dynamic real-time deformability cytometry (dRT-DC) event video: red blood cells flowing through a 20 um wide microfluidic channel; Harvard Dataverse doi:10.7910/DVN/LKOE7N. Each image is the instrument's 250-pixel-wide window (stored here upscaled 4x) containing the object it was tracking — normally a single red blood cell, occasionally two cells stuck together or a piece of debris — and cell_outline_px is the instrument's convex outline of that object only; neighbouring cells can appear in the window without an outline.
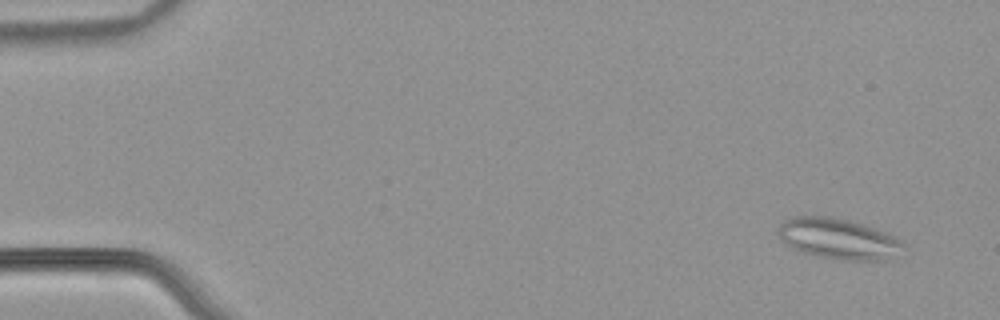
{"species": "common noctule bat (a hibernating species)", "species_latin": "Nyctalus noctula", "temperature_condition": "warm", "stored_images_in_passage": 54, "camera_frame_rate_fps": 3000, "um_per_image_px": 0.085, "animal": {"sex": "male", "body_mass_g": 21.5, "forearm_length_mm": 52.0}, "frame": {"image": 1, "passage_image": 4, "time_ms": 1.0, "image_size_px": [1000, 320], "cell_outline_px": [[904, 244], [888, 260], [844, 260], [820, 256], [804, 252], [784, 244], [776, 232], [780, 224], [784, 220], [800, 216], [828, 216], [848, 220], [884, 232], [904, 240]], "centroid_in_image_um": [71.21, 20.29], "position_along_channel_um": 13.8, "area_um2": 29.19}}
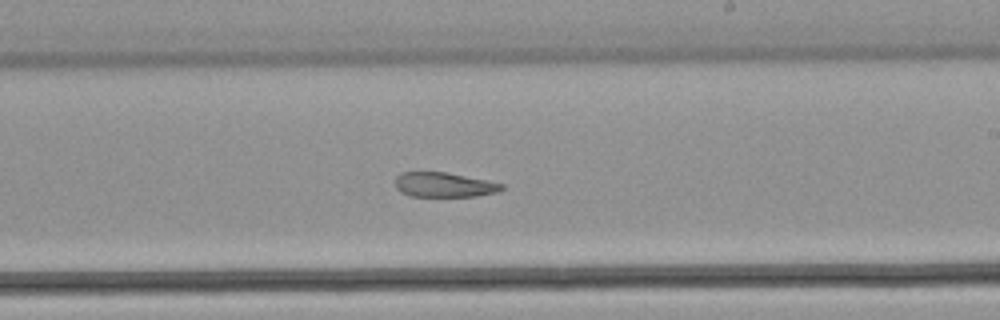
{"frame": {"image": 2, "passage_image": 33, "time_ms": 10.667, "image_size_px": [1000, 320], "cell_outline_px": [[504, 188], [500, 192], [476, 196], [412, 196], [400, 192], [396, 188], [396, 176], [400, 172], [444, 172], [504, 184]], "centroid_in_image_um": [37.74, 15.71], "position_along_channel_um": 251.3, "area_um2": 15.2}}
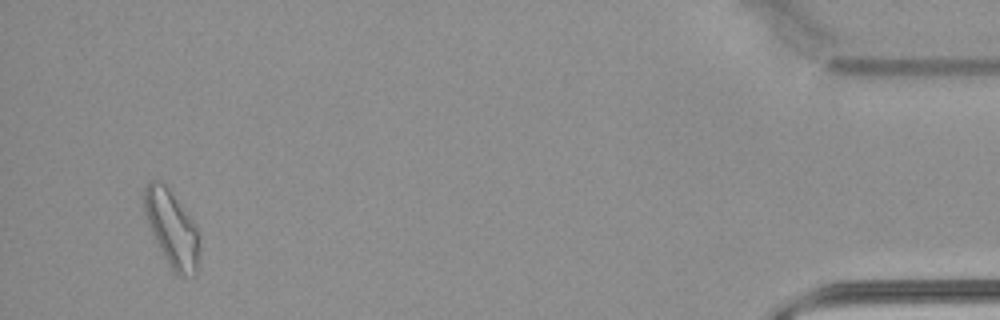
{"frame": {"image": 3, "passage_image": 52, "time_ms": 17.0, "image_size_px": [1000, 320], "cell_outline_px": [[200, 244], [196, 272], [192, 276], [176, 276], [168, 264], [144, 216], [144, 188], [148, 180], [160, 180], [168, 188], [188, 216], [196, 228], [200, 240]], "centroid_in_image_um": [14.59, 19.45], "position_along_channel_um": 420.6, "area_um2": 24.16}, "authors_computed_cell_mechanics": {"area_um2": 21.1837, "velocity_mm_per_s": 3.8711, "shape_relaxation_time_tau1_ms": null, "shape_relaxation_time_tau2_ms": 8.6691, "deformation_change_tau1": null, "deformation_change_tau2": 0.1941}}